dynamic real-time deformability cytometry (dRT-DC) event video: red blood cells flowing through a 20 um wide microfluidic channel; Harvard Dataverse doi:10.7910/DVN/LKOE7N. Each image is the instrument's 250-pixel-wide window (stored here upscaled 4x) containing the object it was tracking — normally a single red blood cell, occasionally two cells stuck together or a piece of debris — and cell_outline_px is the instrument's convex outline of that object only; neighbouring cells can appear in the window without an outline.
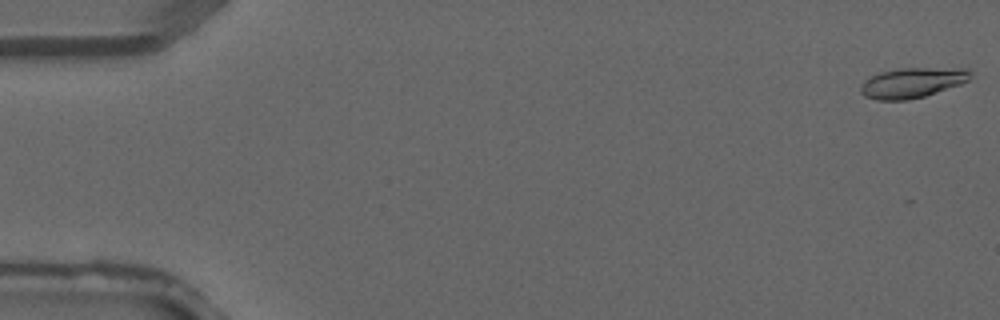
{"species": "common noctule bat (a hibernating species)", "species_latin": "Nyctalus noctula", "temperature_condition": "warm", "stored_images_in_passage": 3, "camera_frame_rate_fps": 3000, "um_per_image_px": 0.085, "animal": {"sex": "male", "forearm_length_mm": 52.5}, "frame": {"image": 1, "passage_image": 1, "time_ms": 0.0, "image_size_px": [1000, 320], "cell_outline_px": [[972, 76], [968, 80], [960, 84], [924, 96], [908, 100], [876, 100], [864, 96], [860, 92], [860, 84], [868, 76], [880, 72], [900, 68], [968, 68], [972, 72]], "centroid_in_image_um": [77.51, 7.02], "position_along_channel_um": 7.5, "area_um2": 19.48}}
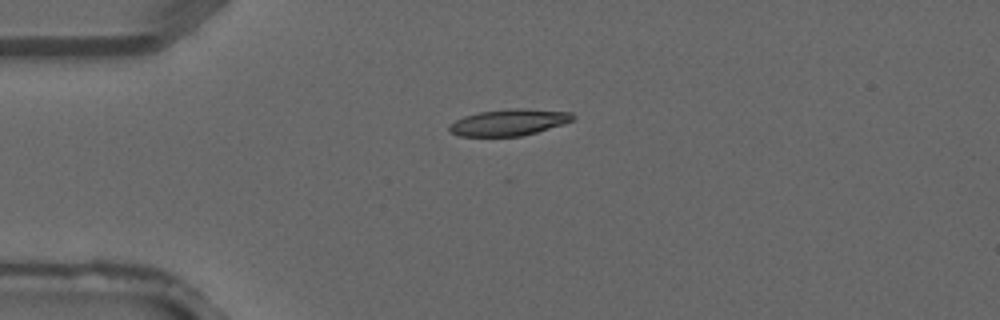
{"frame": {"image": 2, "passage_image": 3, "time_ms": 0.667, "image_size_px": [1000, 320], "cell_outline_px": [[576, 116], [572, 120], [564, 124], [536, 132], [520, 136], [460, 136], [452, 132], [448, 128], [448, 124], [464, 116], [480, 112], [508, 108], [524, 108], [572, 112]], "centroid_in_image_um": [43.28, 10.39], "position_along_channel_um": 41.7, "area_um2": 19.07}}